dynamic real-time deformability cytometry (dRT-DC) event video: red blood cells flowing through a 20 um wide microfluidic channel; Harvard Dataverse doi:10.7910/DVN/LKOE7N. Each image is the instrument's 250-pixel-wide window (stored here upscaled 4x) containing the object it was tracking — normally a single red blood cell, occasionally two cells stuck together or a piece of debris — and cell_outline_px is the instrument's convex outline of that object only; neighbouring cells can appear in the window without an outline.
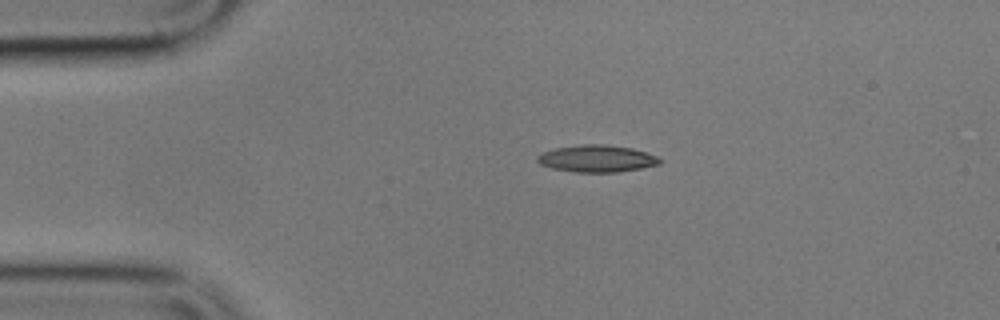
{"species": "common noctule bat (a hibernating species)", "species_latin": "Nyctalus noctula", "temperature_condition": "cold", "stored_images_in_passage": 8, "camera_frame_rate_fps": 3000, "um_per_image_px": 0.085, "animal": {"sex": "male", "body_mass_g": 17.9}, "frame": {"image": 1, "passage_image": 1, "time_ms": 0.0, "image_size_px": [1000, 320], "cell_outline_px": [[664, 160], [660, 164], [640, 168], [616, 172], [576, 172], [552, 168], [540, 164], [536, 160], [536, 156], [544, 152], [556, 148], [584, 144], [600, 144], [632, 148], [656, 156]], "centroid_in_image_um": [50.73, 13.48], "position_along_channel_um": 34.3, "area_um2": 19.07}}
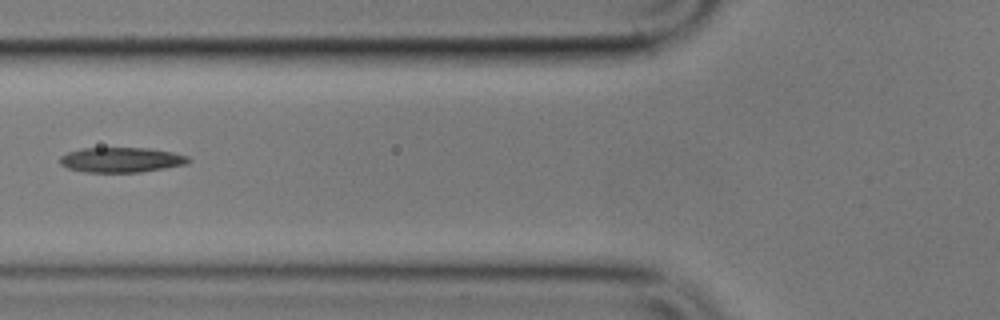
{"frame": {"image": 2, "passage_image": 4, "time_ms": 3.333, "image_size_px": [1000, 320], "cell_outline_px": [[192, 160], [188, 164], [140, 172], [84, 172], [68, 168], [60, 164], [60, 156], [68, 152], [80, 148], [148, 148], [172, 152], [188, 156]], "centroid_in_image_um": [10.32, 13.58], "position_along_channel_um": 115.5, "area_um2": 18.79}}
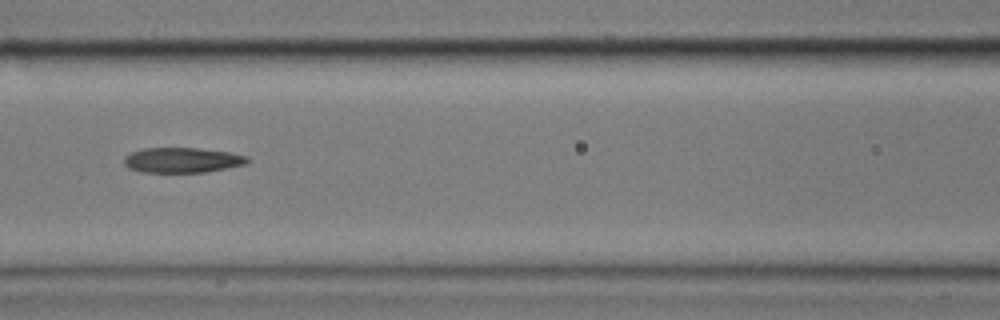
{"frame": {"image": 3, "passage_image": 5, "time_ms": 4.333, "image_size_px": [1000, 320], "cell_outline_px": [[248, 164], [204, 172], [140, 172], [128, 168], [124, 164], [124, 156], [132, 152], [144, 148], [196, 148], [228, 152], [248, 156]], "centroid_in_image_um": [15.47, 13.61], "position_along_channel_um": 151.1, "area_um2": 18.03}}